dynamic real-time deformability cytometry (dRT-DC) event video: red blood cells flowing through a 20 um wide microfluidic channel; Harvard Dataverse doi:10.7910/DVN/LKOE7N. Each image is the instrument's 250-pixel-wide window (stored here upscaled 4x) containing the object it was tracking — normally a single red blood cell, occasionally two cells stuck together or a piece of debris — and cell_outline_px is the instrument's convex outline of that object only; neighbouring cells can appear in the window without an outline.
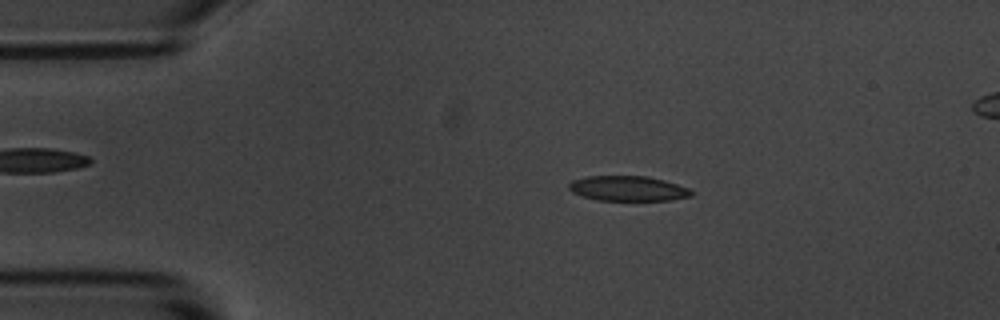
{"species": "common noctule bat (a hibernating species)", "species_latin": "Nyctalus noctula", "temperature_condition": "room temperature", "stored_images_in_passage": 5, "camera_frame_rate_fps": 3000, "um_per_image_px": 0.085, "animal": {"sex": "male", "body_mass_g": 20.1, "forearm_length_mm": 53.5}, "frame": {"image": 1, "passage_image": 3, "time_ms": 0.667, "image_size_px": [1000, 320], "cell_outline_px": [[692, 196], [672, 200], [596, 200], [580, 196], [572, 192], [568, 188], [568, 184], [572, 180], [588, 176], [648, 176], [664, 180], [688, 188], [692, 192]], "centroid_in_image_um": [53.34, 16.02], "position_along_channel_um": 31.7, "area_um2": 17.92}}